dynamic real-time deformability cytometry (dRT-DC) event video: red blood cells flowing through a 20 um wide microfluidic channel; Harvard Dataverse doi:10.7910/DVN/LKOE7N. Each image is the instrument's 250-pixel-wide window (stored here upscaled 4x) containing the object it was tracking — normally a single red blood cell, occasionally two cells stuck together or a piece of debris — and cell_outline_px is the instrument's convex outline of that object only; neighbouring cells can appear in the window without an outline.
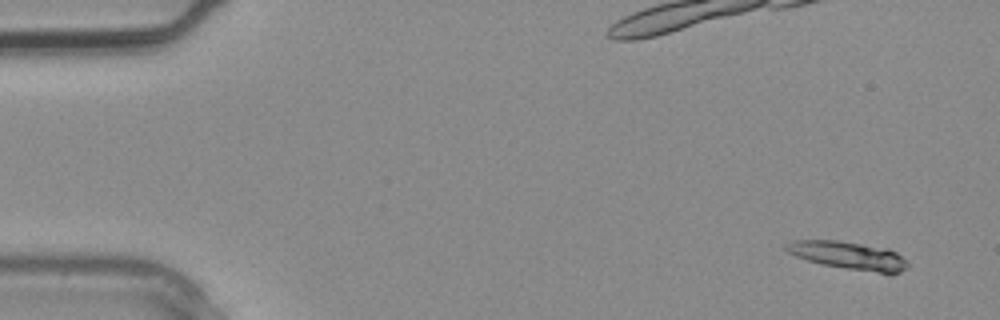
{"species": "common noctule bat (a hibernating species)", "species_latin": "Nyctalus noctula", "temperature_condition": "warm", "stored_images_in_passage": 3, "camera_frame_rate_fps": 3000, "um_per_image_px": 0.085, "animal": {"sex": "male", "body_mass_g": 20.4}, "frame": {"image": 1, "passage_image": 1, "time_ms": 0.0, "image_size_px": [1000, 320], "cell_outline_px": [[908, 268], [892, 276], [888, 276], [820, 264], [796, 256], [788, 252], [784, 248], [784, 244], [792, 240], [840, 240], [888, 248], [896, 252], [908, 264]], "centroid_in_image_um": [72.17, 21.75], "position_along_channel_um": 12.8, "area_um2": 20.4}}